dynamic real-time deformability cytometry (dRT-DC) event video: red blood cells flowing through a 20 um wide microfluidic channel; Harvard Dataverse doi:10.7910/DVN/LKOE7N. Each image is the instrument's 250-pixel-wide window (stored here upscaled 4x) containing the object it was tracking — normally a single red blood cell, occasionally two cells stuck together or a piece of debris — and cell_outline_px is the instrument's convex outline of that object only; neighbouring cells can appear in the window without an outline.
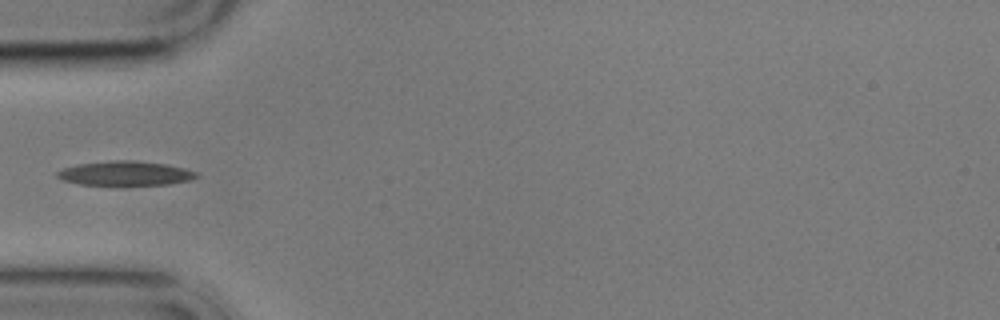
{"species": "common noctule bat (a hibernating species)", "species_latin": "Nyctalus noctula", "temperature_condition": "cold", "stored_images_in_passage": 8, "camera_frame_rate_fps": 3000, "um_per_image_px": 0.085, "animal": {"sex": "male", "body_mass_g": 17.9}, "frame": {"image": 1, "passage_image": 5, "time_ms": 5.0, "image_size_px": [1000, 320], "cell_outline_px": [[200, 176], [192, 180], [168, 184], [120, 188], [80, 184], [64, 180], [56, 176], [56, 172], [64, 168], [76, 164], [112, 160], [132, 160], [164, 164], [184, 168], [196, 172]], "centroid_in_image_um": [10.65, 14.78], "position_along_channel_um": 74.4, "area_um2": 20.75}}
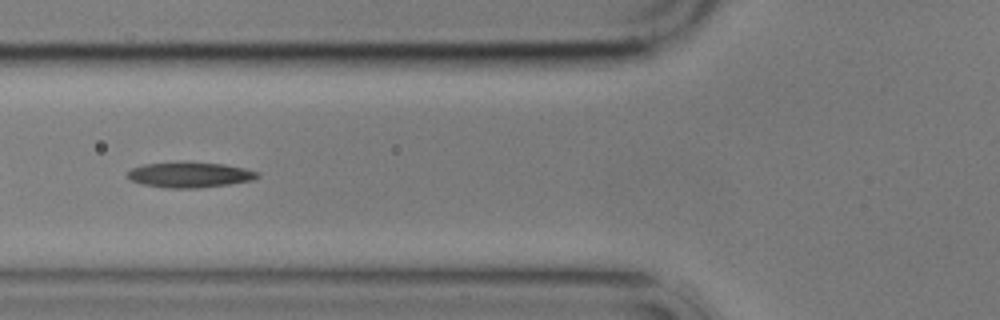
{"frame": {"image": 2, "passage_image": 6, "time_ms": 6.0, "image_size_px": [1000, 320], "cell_outline_px": [[260, 176], [252, 180], [228, 184], [196, 188], [164, 188], [140, 184], [124, 176], [132, 168], [144, 164], [224, 164], [244, 168], [260, 172]], "centroid_in_image_um": [16.12, 14.89], "position_along_channel_um": 109.7, "area_um2": 18.61}}
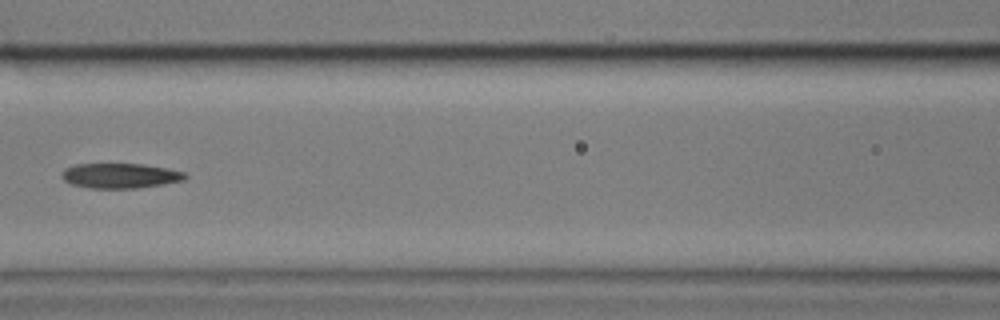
{"frame": {"image": 3, "passage_image": 7, "time_ms": 7.333, "image_size_px": [1000, 320], "cell_outline_px": [[188, 176], [184, 180], [164, 184], [140, 188], [88, 188], [72, 184], [64, 180], [60, 176], [64, 168], [76, 164], [144, 164], [168, 168], [184, 172]], "centroid_in_image_um": [10.22, 14.93], "position_along_channel_um": 156.4, "area_um2": 18.09}}